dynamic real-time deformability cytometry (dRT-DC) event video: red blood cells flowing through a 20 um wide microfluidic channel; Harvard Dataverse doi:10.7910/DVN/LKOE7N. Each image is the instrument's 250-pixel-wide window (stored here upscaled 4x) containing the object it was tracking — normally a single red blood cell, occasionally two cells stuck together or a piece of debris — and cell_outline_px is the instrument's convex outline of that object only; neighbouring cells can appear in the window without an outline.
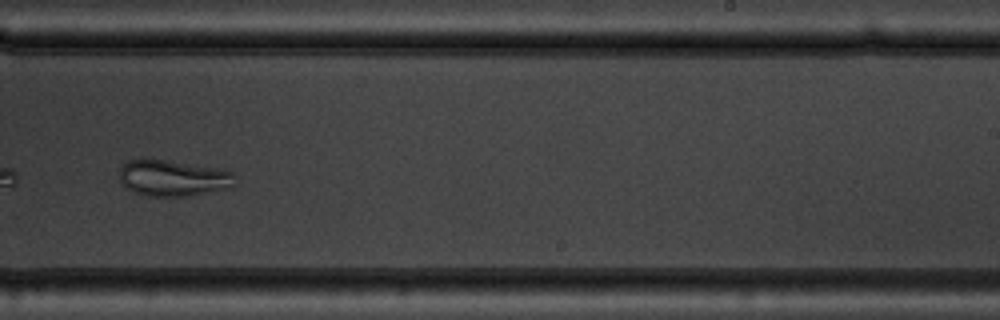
{"species": "common noctule bat (a hibernating species)", "species_latin": "Nyctalus noctula", "temperature_condition": "warm", "stored_images_in_passage": 44, "camera_frame_rate_fps": 3000, "um_per_image_px": 0.085, "animal": {"sex": "male", "body_mass_g": 19.5, "forearm_length_mm": 54.6}, "frame": {"image": 1, "passage_image": 26, "time_ms": 8.333, "image_size_px": [1000, 320], "cell_outline_px": [[236, 184], [224, 188], [188, 196], [148, 196], [132, 192], [120, 180], [120, 168], [128, 160], [164, 160], [224, 168], [232, 172]], "centroid_in_image_um": [14.72, 15.13], "position_along_channel_um": 274.3, "area_um2": 24.1}, "authors_computed_cell_mechanics": {"area_um2": 28.6399, "velocity_mm_per_s": 3.7845, "shape_relaxation_time_tau1_ms": null, "shape_relaxation_time_tau2_ms": 1.6463, "deformation_change_tau1": null, "deformation_change_tau2": 0.0644}}